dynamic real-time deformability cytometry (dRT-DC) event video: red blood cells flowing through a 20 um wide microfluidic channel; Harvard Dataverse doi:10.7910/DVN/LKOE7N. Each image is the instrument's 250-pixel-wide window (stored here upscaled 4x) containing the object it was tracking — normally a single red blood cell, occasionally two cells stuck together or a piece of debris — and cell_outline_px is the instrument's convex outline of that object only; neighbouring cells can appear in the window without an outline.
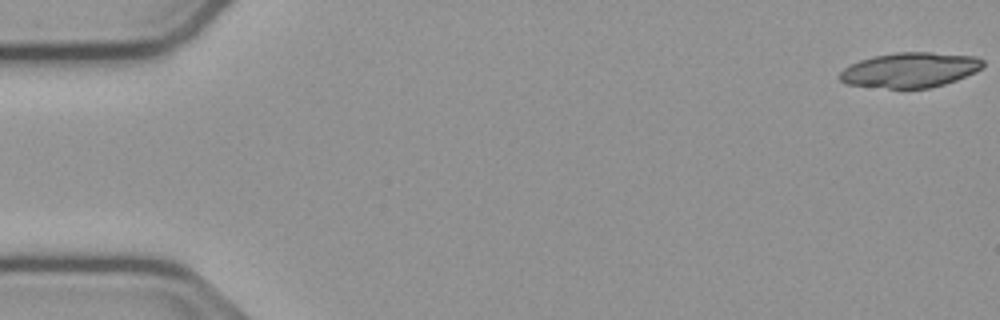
{"species": "common noctule bat (a hibernating species)", "species_latin": "Nyctalus noctula", "temperature_condition": "cold", "stored_images_in_passage": 19, "camera_frame_rate_fps": 3000, "um_per_image_px": 0.085, "animal": {"sex": "male", "body_mass_g": 23.1, "forearm_length_mm": 52.7}, "frame": {"image": 1, "passage_image": 1, "time_ms": 0.0, "image_size_px": [1000, 320], "cell_outline_px": [[984, 64], [976, 72], [956, 80], [944, 84], [928, 88], [888, 88], [844, 84], [836, 76], [844, 68], [860, 60], [876, 56], [896, 52], [932, 52], [976, 56], [984, 60]], "centroid_in_image_um": [77.35, 5.95], "position_along_channel_um": 7.6, "area_um2": 29.25}}